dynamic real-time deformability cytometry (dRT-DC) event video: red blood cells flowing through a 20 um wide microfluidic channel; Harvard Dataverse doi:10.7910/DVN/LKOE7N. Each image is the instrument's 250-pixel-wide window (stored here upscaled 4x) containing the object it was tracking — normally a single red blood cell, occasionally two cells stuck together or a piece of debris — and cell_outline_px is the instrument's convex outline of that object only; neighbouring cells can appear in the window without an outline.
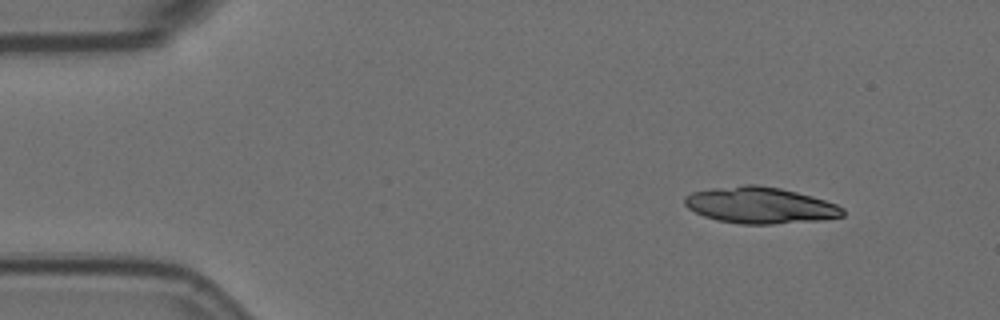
{"species": "Egyptian fruit bat (a non-hibernating species)", "species_latin": "Rousettus aegyptiacus", "temperature_condition": "room temperature", "stored_images_in_passage": 4, "camera_frame_rate_fps": 3000, "um_per_image_px": 0.085, "animal": {"sex": "female"}, "frame": {"image": 1, "passage_image": 1, "time_ms": 0.0, "image_size_px": [1000, 320], "cell_outline_px": [[844, 216], [824, 220], [772, 224], [740, 224], [716, 220], [704, 216], [688, 208], [684, 204], [684, 196], [692, 192], [712, 188], [744, 184], [756, 184], [780, 188], [812, 196], [836, 204], [844, 208]], "centroid_in_image_um": [64.61, 17.45], "position_along_channel_um": 20.4, "area_um2": 33.7}}